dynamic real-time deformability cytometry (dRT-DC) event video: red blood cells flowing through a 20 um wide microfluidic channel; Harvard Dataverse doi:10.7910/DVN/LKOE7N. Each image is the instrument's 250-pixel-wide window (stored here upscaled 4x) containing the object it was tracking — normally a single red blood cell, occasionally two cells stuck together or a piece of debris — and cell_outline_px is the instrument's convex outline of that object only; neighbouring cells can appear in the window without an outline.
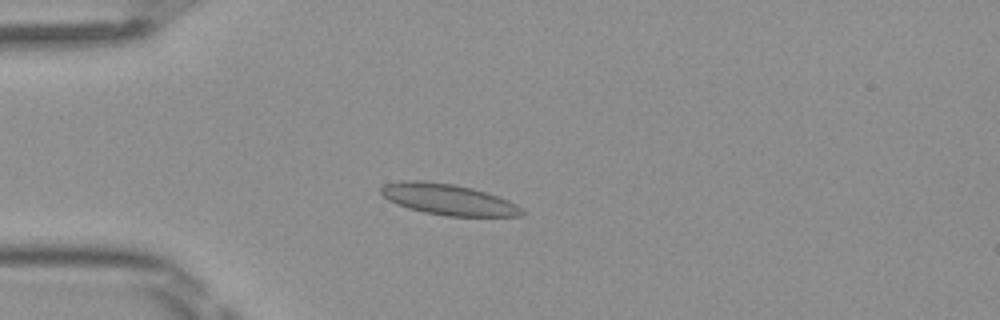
{"species": "Egyptian fruit bat (a non-hibernating species)", "species_latin": "Rousettus aegyptiacus", "temperature_condition": "room temperature", "stored_images_in_passage": 50, "camera_frame_rate_fps": 3000, "um_per_image_px": 0.085, "frame": {"image": 1, "passage_image": 14, "time_ms": 4.333, "image_size_px": [1000, 320], "cell_outline_px": [[524, 216], [444, 216], [424, 212], [408, 208], [396, 204], [388, 200], [380, 192], [380, 188], [384, 184], [400, 180], [420, 180], [452, 184], [472, 188], [508, 200], [516, 204], [524, 212]], "centroid_in_image_um": [38.05, 16.95], "position_along_channel_um": 46.9, "area_um2": 25.37}}
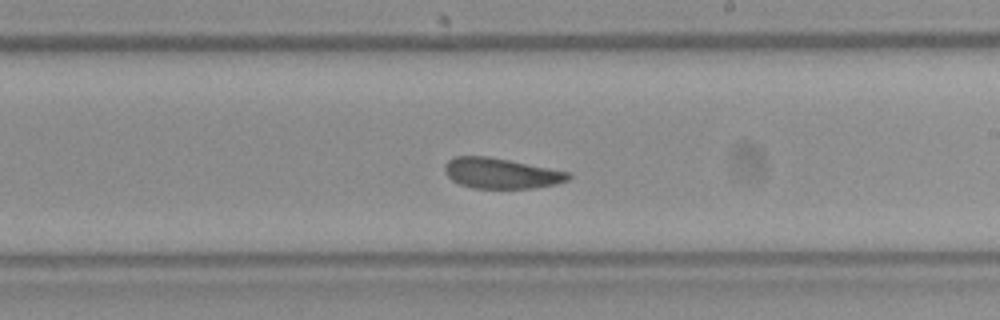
{"frame": {"image": 2, "passage_image": 30, "time_ms": 9.667, "image_size_px": [1000, 320], "cell_outline_px": [[572, 176], [568, 180], [556, 184], [532, 188], [472, 188], [460, 184], [452, 180], [444, 172], [444, 164], [448, 160], [456, 156], [488, 156], [572, 172]], "centroid_in_image_um": [42.6, 14.72], "position_along_channel_um": 246.4, "area_um2": 22.08}}
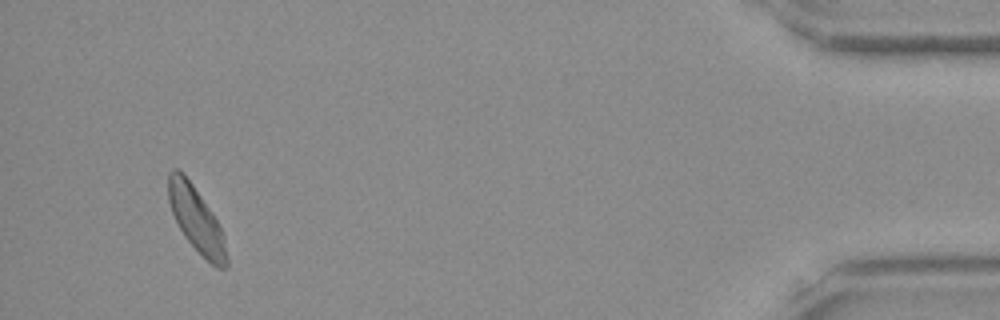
{"frame": {"image": 3, "passage_image": 48, "time_ms": 15.667, "image_size_px": [1000, 320], "cell_outline_px": [[228, 268], [216, 268], [184, 236], [172, 212], [168, 200], [168, 172], [172, 168], [176, 168], [184, 172], [212, 212], [224, 236], [228, 260]], "centroid_in_image_um": [16.68, 18.62], "position_along_channel_um": 418.5, "area_um2": 21.85}, "authors_computed_cell_mechanics": {"area_um2": 22.6865, "velocity_mm_per_s": 4.0813, "shape_relaxation_time_tau1_ms": 10.0091, "shape_relaxation_time_tau2_ms": 3.1152, "deformation_change_tau1": 0.1839, "deformation_change_tau2": 0.08}}